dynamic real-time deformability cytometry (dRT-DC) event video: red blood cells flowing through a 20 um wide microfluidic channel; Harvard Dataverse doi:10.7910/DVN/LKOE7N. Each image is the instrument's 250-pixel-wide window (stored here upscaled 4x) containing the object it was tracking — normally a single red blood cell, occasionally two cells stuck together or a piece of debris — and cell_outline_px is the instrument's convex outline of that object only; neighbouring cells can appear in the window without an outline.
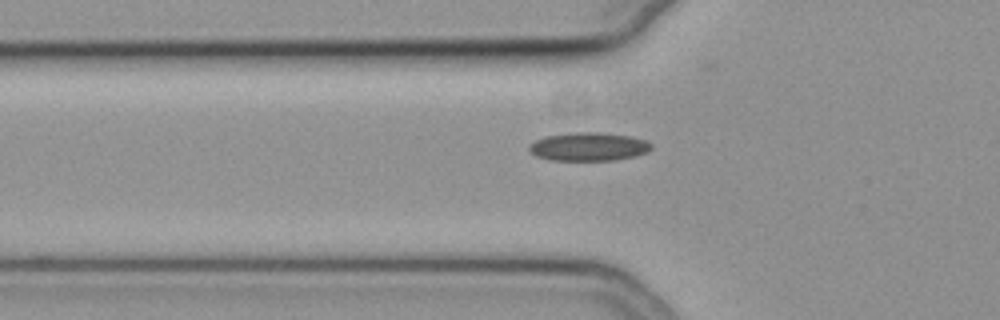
{"species": "common noctule bat (a hibernating species)", "species_latin": "Nyctalus noctula", "temperature_condition": "cold", "stored_images_in_passage": 34, "camera_frame_rate_fps": 3000, "um_per_image_px": 0.085, "animal": {"sex": "female", "body_mass_g": 19.3, "forearm_length_mm": 54.1}, "frame": {"image": 1, "passage_image": 2, "time_ms": 0.333, "image_size_px": [1000, 320], "cell_outline_px": [[652, 148], [648, 152], [636, 156], [616, 160], [552, 160], [536, 156], [528, 148], [536, 140], [544, 136], [576, 132], [600, 132], [632, 136], [644, 140], [652, 144]], "centroid_in_image_um": [50.08, 12.46], "position_along_channel_um": 75.7, "area_um2": 20.23}}
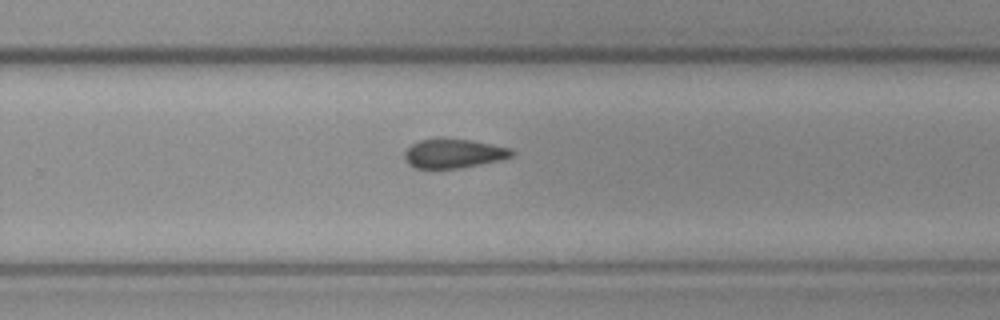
{"frame": {"image": 2, "passage_image": 19, "time_ms": 6.0, "image_size_px": [1000, 320], "cell_outline_px": [[516, 152], [512, 156], [500, 160], [460, 168], [412, 168], [404, 160], [404, 152], [412, 144], [420, 140], [440, 136], [444, 136], [492, 144], [512, 148]], "centroid_in_image_um": [38.53, 13.02], "position_along_channel_um": 291.3, "area_um2": 18.67}}
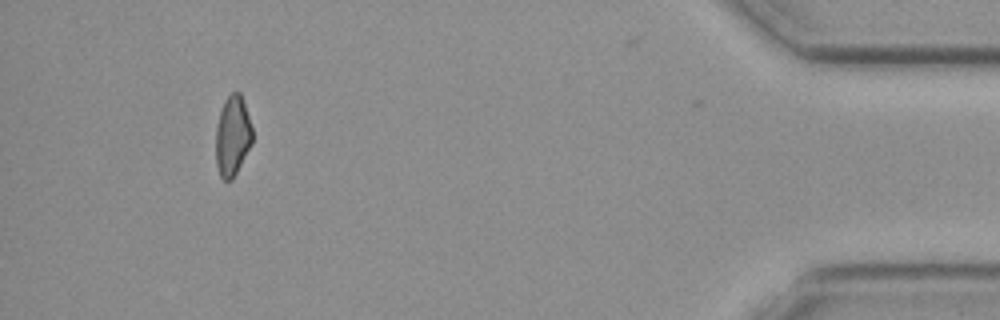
{"frame": {"image": 3, "passage_image": 34, "time_ms": 11.0, "image_size_px": [1000, 320], "cell_outline_px": [[252, 144], [232, 180], [224, 180], [220, 176], [216, 164], [216, 128], [220, 112], [224, 100], [232, 92], [240, 92], [252, 128]], "centroid_in_image_um": [19.76, 11.57], "position_along_channel_um": 415.4, "area_um2": 16.94}, "authors_computed_cell_mechanics": {"area_um2": 18.8139, "velocity_mm_per_s": 3.8016, "shape_relaxation_time_tau1_ms": null, "shape_relaxation_time_tau2_ms": 8.8081, "deformation_change_tau1": null, "deformation_change_tau2": 0.1671}}